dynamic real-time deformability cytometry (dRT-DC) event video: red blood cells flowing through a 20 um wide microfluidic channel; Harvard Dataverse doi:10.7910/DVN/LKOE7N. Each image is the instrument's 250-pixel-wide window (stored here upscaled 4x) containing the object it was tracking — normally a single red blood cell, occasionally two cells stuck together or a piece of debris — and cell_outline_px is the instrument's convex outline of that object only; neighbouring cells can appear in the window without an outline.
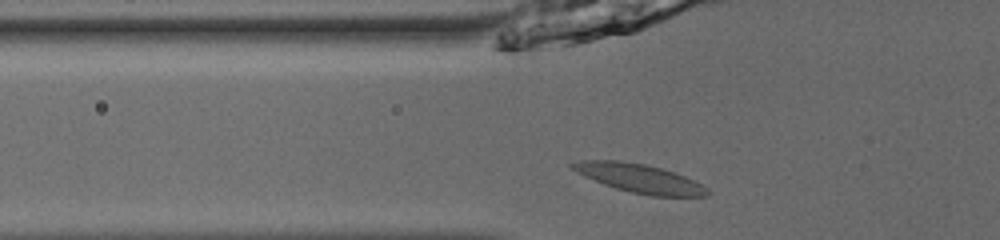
{"species": "common noctule bat (a hibernating species)", "species_latin": "Nyctalus noctula", "temperature_condition": "room temperature", "stored_images_in_passage": 35, "camera_frame_rate_fps": 3000, "um_per_image_px": 0.085, "animal": {"sex": "male", "body_mass_g": 13.0, "forearm_length_mm": 53.1}, "frame": {"image": 1, "passage_image": 2, "time_ms": 0.333, "image_size_px": [1000, 240], "cell_outline_px": [[708, 196], [652, 196], [632, 192], [616, 188], [604, 184], [584, 176], [568, 168], [568, 164], [580, 160], [620, 160], [644, 164], [676, 172], [708, 188]], "centroid_in_image_um": [54.3, 15.14], "position_along_channel_um": 71.5, "area_um2": 22.48}}
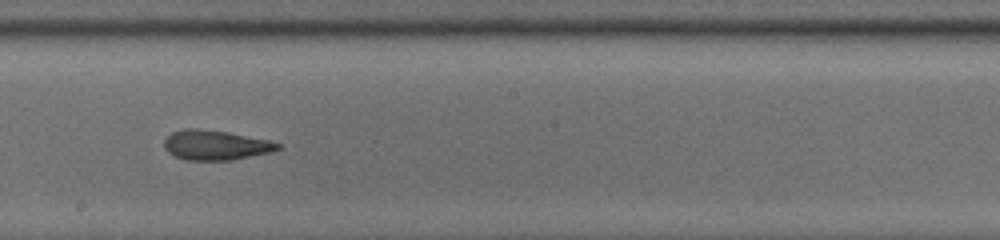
{"frame": {"image": 2, "passage_image": 14, "time_ms": 4.333, "image_size_px": [1000, 240], "cell_outline_px": [[280, 148], [268, 152], [232, 160], [184, 160], [168, 152], [164, 148], [164, 140], [172, 132], [184, 128], [196, 128], [228, 132], [268, 140], [280, 144]], "centroid_in_image_um": [18.27, 12.33], "position_along_channel_um": 229.9, "area_um2": 19.54}}
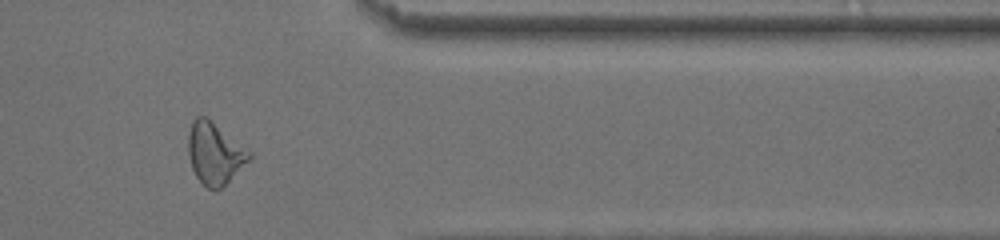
{"frame": {"image": 3, "passage_image": 27, "time_ms": 8.667, "image_size_px": [1000, 240], "cell_outline_px": [[252, 156], [216, 192], [208, 188], [196, 176], [192, 168], [188, 152], [188, 132], [192, 120], [196, 116], [204, 116], [252, 152]], "centroid_in_image_um": [18.21, 13.02], "position_along_channel_um": 393.2, "area_um2": 21.39}, "authors_computed_cell_mechanics": {"area_um2": 20.23, "velocity_mm_per_s": 3.9585, "shape_relaxation_time_tau1_ms": 9.1283, "shape_relaxation_time_tau2_ms": 2.6394, "deformation_change_tau1": 0.2093, "deformation_change_tau2": 0.1121}}